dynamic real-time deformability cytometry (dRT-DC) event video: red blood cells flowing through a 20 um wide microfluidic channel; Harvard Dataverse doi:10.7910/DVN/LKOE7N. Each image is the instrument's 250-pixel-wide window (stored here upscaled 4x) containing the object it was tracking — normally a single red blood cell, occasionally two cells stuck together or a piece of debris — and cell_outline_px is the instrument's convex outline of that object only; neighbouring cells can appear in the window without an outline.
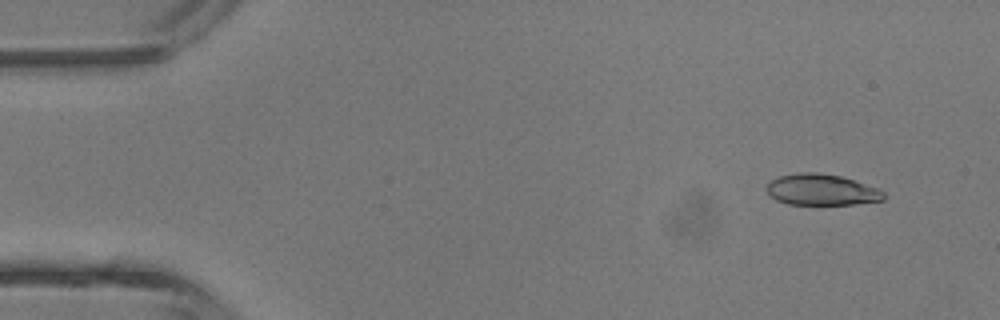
{"species": "common noctule bat (a hibernating species)", "species_latin": "Nyctalus noctula", "temperature_condition": "room temperature", "stored_images_in_passage": 5, "camera_frame_rate_fps": 3000, "um_per_image_px": 0.085, "animal": {"sex": "male", "body_mass_g": 13.3}, "frame": {"image": 1, "passage_image": 1, "time_ms": 0.0, "image_size_px": [1000, 320], "cell_outline_px": [[884, 200], [856, 204], [788, 204], [776, 200], [768, 196], [764, 188], [772, 180], [780, 176], [800, 172], [816, 172], [840, 176], [880, 188], [884, 192]], "centroid_in_image_um": [69.82, 16.13], "position_along_channel_um": 15.2, "area_um2": 21.39}}
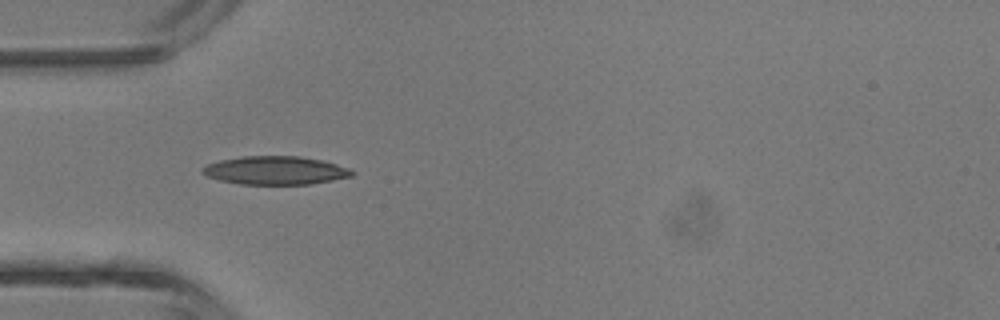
{"frame": {"image": 2, "passage_image": 4, "time_ms": 3.333, "image_size_px": [1000, 320], "cell_outline_px": [[356, 172], [352, 176], [312, 184], [240, 184], [220, 180], [208, 176], [200, 172], [200, 168], [208, 164], [220, 160], [240, 156], [300, 156], [324, 160], [348, 168]], "centroid_in_image_um": [23.4, 14.48], "position_along_channel_um": 61.6, "area_um2": 24.8}}
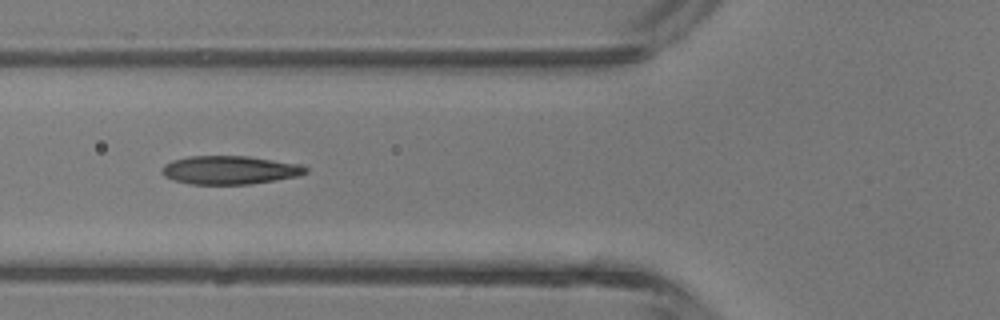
{"frame": {"image": 3, "passage_image": 5, "time_ms": 4.333, "image_size_px": [1000, 320], "cell_outline_px": [[308, 172], [300, 176], [252, 184], [192, 184], [172, 180], [164, 176], [160, 172], [164, 164], [172, 160], [188, 156], [248, 156], [304, 164], [308, 168]], "centroid_in_image_um": [19.56, 14.45], "position_along_channel_um": 106.2, "area_um2": 24.22}}